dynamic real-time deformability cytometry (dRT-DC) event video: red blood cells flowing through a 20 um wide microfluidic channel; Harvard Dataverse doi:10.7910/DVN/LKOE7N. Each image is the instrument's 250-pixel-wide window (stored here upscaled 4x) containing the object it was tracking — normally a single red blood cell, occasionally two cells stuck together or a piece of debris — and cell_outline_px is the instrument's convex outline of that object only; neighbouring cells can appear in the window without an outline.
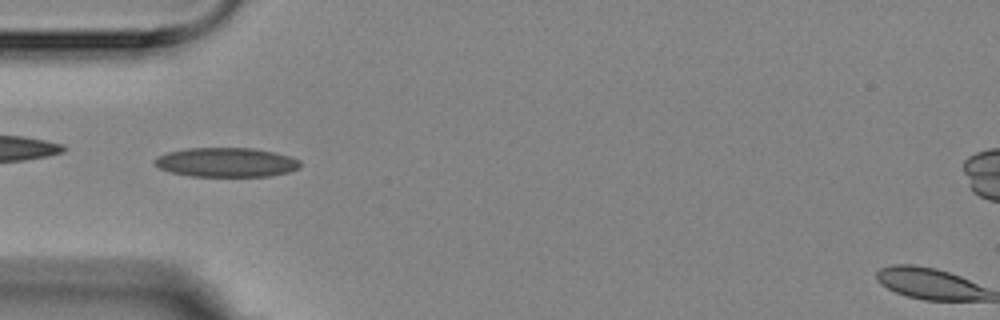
{"species": "Egyptian fruit bat (a non-hibernating species)", "species_latin": "Rousettus aegyptiacus", "temperature_condition": "room temperature", "stored_images_in_passage": 7, "camera_frame_rate_fps": 3000, "um_per_image_px": 0.085, "animal": {"sex": "female"}, "frame": {"image": 1, "passage_image": 4, "time_ms": 3.333, "image_size_px": [1000, 320], "cell_outline_px": [[300, 168], [288, 172], [268, 176], [192, 176], [172, 172], [160, 168], [152, 160], [156, 156], [168, 152], [184, 148], [252, 148], [272, 152], [288, 156], [300, 160]], "centroid_in_image_um": [19.21, 13.79], "position_along_channel_um": 65.8, "area_um2": 24.74}}
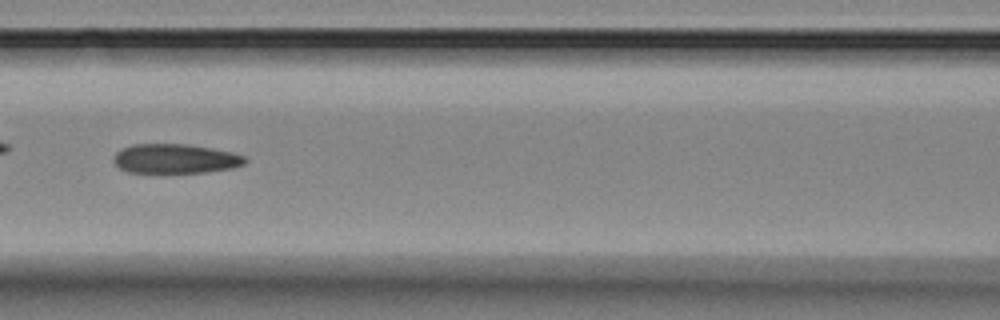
{"frame": {"image": 2, "passage_image": 6, "time_ms": 5.667, "image_size_px": [1000, 320], "cell_outline_px": [[248, 160], [244, 164], [232, 168], [208, 172], [164, 176], [128, 172], [120, 168], [112, 160], [116, 152], [120, 148], [132, 144], [188, 144], [212, 148], [232, 152], [244, 156]], "centroid_in_image_um": [14.86, 13.54], "position_along_channel_um": 151.7, "area_um2": 23.76}}
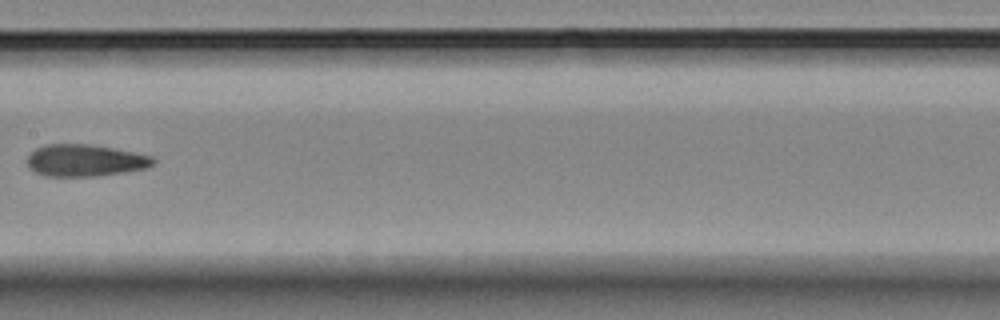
{"frame": {"image": 3, "passage_image": 7, "time_ms": 7.0, "image_size_px": [1000, 320], "cell_outline_px": [[156, 164], [148, 168], [124, 172], [96, 176], [48, 176], [36, 172], [28, 168], [28, 156], [36, 148], [44, 144], [88, 144], [112, 148], [152, 156], [156, 160]], "centroid_in_image_um": [7.25, 13.64], "position_along_channel_um": 200.1, "area_um2": 23.41}}